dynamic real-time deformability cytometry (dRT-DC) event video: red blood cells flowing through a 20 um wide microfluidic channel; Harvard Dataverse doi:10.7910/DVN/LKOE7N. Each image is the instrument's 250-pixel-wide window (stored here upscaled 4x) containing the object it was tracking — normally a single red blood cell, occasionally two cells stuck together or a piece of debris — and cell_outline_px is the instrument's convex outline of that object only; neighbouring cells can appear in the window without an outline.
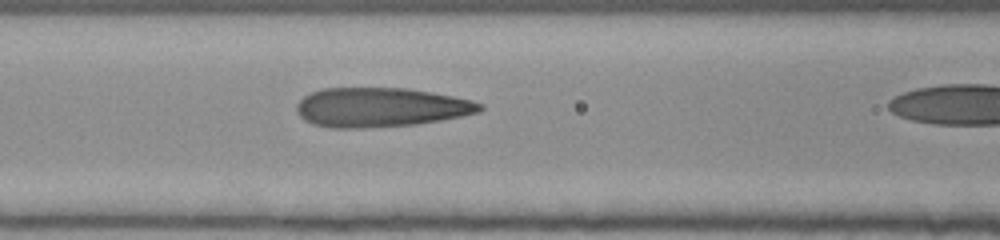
{"species": "human", "species_latin": "Homo sapiens", "temperature_condition": "room temperature", "stored_images_in_passage": 24, "camera_frame_rate_fps": 3000, "um_per_image_px": 0.085, "donor": {"sex": "female"}, "frame": {"image": 1, "passage_image": 20, "time_ms": 6.333, "image_size_px": [1000, 240], "cell_outline_px": [[484, 108], [480, 112], [440, 120], [416, 124], [368, 128], [332, 128], [312, 124], [304, 120], [296, 112], [296, 104], [304, 96], [312, 92], [324, 88], [404, 88], [432, 92], [472, 100], [484, 104]], "centroid_in_image_um": [32.34, 9.13], "position_along_channel_um": 134.3, "area_um2": 42.14}}
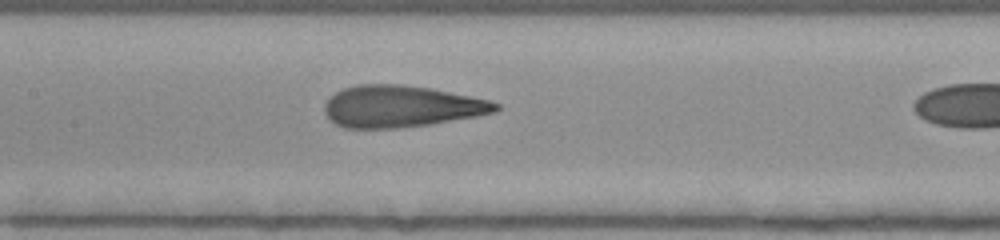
{"frame": {"image": 2, "passage_image": 23, "time_ms": 7.333, "image_size_px": [1000, 240], "cell_outline_px": [[500, 108], [496, 112], [476, 116], [428, 124], [396, 128], [344, 128], [336, 124], [324, 112], [324, 104], [328, 96], [344, 88], [356, 84], [400, 84], [432, 88], [488, 100], [500, 104]], "centroid_in_image_um": [34.07, 9.03], "position_along_channel_um": 173.3, "area_um2": 41.56}}